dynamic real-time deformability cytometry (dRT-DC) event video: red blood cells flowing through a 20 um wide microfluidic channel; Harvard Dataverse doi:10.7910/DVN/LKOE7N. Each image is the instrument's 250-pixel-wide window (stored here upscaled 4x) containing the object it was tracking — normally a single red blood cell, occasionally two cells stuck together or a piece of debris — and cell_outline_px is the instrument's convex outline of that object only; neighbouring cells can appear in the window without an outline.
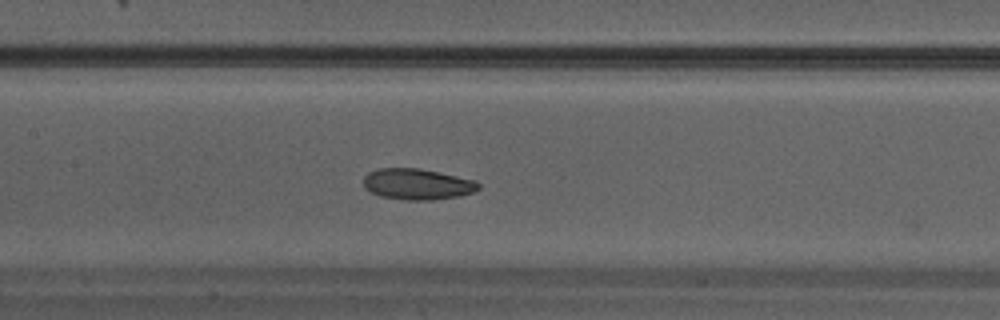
{"species": "Egyptian fruit bat (a non-hibernating species)", "species_latin": "Rousettus aegyptiacus", "temperature_condition": "warm", "stored_images_in_passage": 30, "camera_frame_rate_fps": 3000, "um_per_image_px": 0.085, "animal": {"sex": "male"}, "frame": {"image": 1, "passage_image": 12, "time_ms": 3.667, "image_size_px": [1000, 320], "cell_outline_px": [[480, 188], [472, 192], [460, 196], [428, 200], [404, 200], [380, 196], [364, 188], [364, 176], [368, 172], [380, 168], [416, 168], [440, 172], [476, 180], [480, 184]], "centroid_in_image_um": [35.47, 15.65], "position_along_channel_um": 171.9, "area_um2": 20.81}}
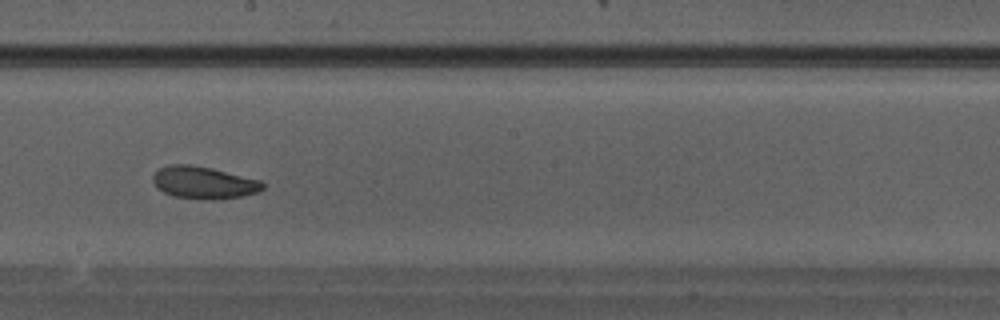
{"frame": {"image": 2, "passage_image": 15, "time_ms": 4.667, "image_size_px": [1000, 320], "cell_outline_px": [[264, 188], [256, 192], [240, 196], [220, 200], [176, 196], [164, 192], [156, 188], [152, 180], [152, 176], [160, 168], [168, 164], [192, 164], [212, 168], [260, 180], [264, 184]], "centroid_in_image_um": [17.29, 15.5], "position_along_channel_um": 230.9, "area_um2": 20.52}}